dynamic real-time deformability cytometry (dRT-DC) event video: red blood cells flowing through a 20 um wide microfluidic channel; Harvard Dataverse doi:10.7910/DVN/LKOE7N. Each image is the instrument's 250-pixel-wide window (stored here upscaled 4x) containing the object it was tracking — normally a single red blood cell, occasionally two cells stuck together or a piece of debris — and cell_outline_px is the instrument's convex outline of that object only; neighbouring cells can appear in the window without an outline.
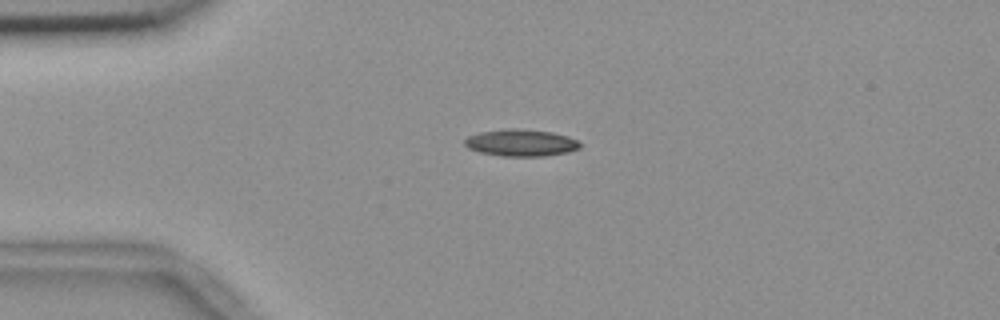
{"species": "common noctule bat (a hibernating species)", "species_latin": "Nyctalus noctula", "temperature_condition": "room temperature", "stored_images_in_passage": 5, "camera_frame_rate_fps": 3000, "um_per_image_px": 0.085, "animal": {"sex": "female", "body_mass_g": 18.4}, "frame": {"image": 1, "passage_image": 3, "time_ms": 0.667, "image_size_px": [1000, 320], "cell_outline_px": [[580, 148], [568, 152], [544, 156], [504, 156], [480, 152], [468, 148], [464, 144], [464, 140], [468, 136], [480, 132], [552, 132], [568, 136], [580, 140]], "centroid_in_image_um": [44.34, 12.2], "position_along_channel_um": 40.7, "area_um2": 16.99}}